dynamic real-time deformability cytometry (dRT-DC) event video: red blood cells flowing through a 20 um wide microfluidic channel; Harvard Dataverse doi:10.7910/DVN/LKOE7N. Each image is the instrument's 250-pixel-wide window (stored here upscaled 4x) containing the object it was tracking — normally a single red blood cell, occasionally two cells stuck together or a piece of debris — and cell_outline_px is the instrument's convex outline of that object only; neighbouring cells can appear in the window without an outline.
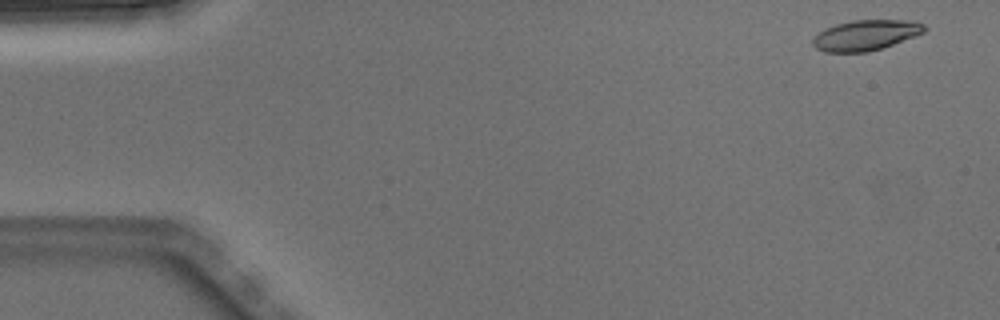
{"species": "Egyptian fruit bat (a non-hibernating species)", "species_latin": "Rousettus aegyptiacus", "temperature_condition": "warm", "stored_images_in_passage": 5, "camera_frame_rate_fps": 3000, "um_per_image_px": 0.085, "animal": {"sex": "male"}, "frame": {"image": 1, "passage_image": 1, "time_ms": 0.0, "image_size_px": [1000, 320], "cell_outline_px": [[928, 28], [924, 32], [892, 44], [868, 52], [824, 52], [816, 48], [812, 44], [812, 40], [824, 28], [836, 24], [852, 20], [912, 20], [924, 24]], "centroid_in_image_um": [73.58, 2.98], "position_along_channel_um": 11.4, "area_um2": 19.65}}
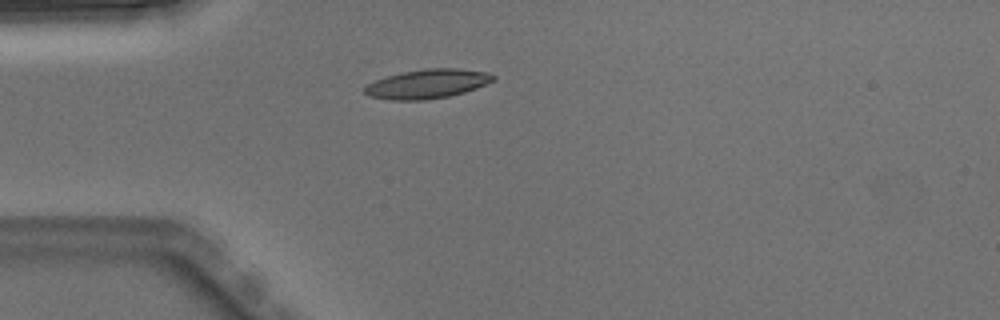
{"frame": {"image": 2, "passage_image": 4, "time_ms": 1.0, "image_size_px": [1000, 320], "cell_outline_px": [[496, 80], [476, 88], [464, 92], [448, 96], [424, 100], [392, 100], [368, 96], [364, 92], [364, 88], [368, 84], [376, 80], [388, 76], [404, 72], [428, 68], [456, 68], [488, 72], [496, 76]], "centroid_in_image_um": [36.36, 7.13], "position_along_channel_um": 48.6, "area_um2": 21.73}}